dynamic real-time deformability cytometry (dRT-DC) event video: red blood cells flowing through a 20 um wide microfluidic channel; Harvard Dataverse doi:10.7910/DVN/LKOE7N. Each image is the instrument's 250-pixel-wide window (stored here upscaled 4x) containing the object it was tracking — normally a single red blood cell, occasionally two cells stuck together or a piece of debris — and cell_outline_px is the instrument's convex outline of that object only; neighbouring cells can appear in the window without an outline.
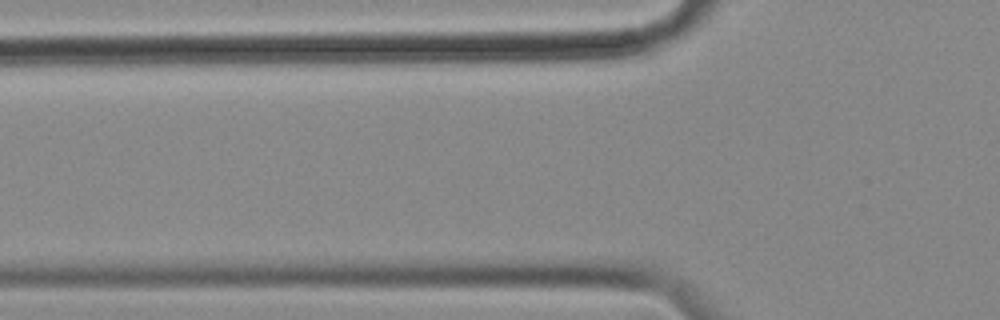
{"species": "common noctule bat (a hibernating species)", "species_latin": "Nyctalus noctula", "temperature_condition": "cold", "stored_images_in_passage": 2, "camera_frame_rate_fps": 3000, "um_per_image_px": 0.085, "animal": {"sex": "female", "body_mass_g": 18.4}, "frame": {"image": 1, "passage_image": 2, "time_ms": 0.333, "image_size_px": [1000, 320], "cell_outline_px": [[564, 52], [548, 60], [412, 60], [416, 48], [564, 48]], "centroid_in_image_um": [41.35, 4.58], "position_along_channel_um": 84.5, "area_um2": 12.54}}